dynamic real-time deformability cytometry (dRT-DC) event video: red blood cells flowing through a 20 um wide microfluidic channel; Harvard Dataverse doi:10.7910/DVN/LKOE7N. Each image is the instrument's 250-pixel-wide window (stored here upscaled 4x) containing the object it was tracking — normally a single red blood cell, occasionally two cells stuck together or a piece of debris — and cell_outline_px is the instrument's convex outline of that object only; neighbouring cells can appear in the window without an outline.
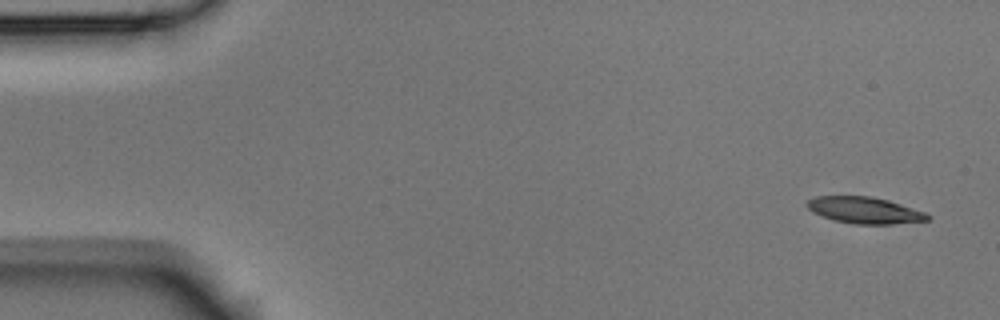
{"species": "Egyptian fruit bat (a non-hibernating species)", "species_latin": "Rousettus aegyptiacus", "temperature_condition": "room temperature", "stored_images_in_passage": 6, "camera_frame_rate_fps": 3000, "um_per_image_px": 0.085, "animal": {"sex": "male"}, "frame": {"image": 1, "passage_image": 1, "time_ms": 0.0, "image_size_px": [1000, 320], "cell_outline_px": [[932, 216], [928, 220], [892, 224], [852, 224], [836, 220], [812, 212], [804, 204], [808, 200], [816, 196], [872, 196], [888, 200], [928, 212]], "centroid_in_image_um": [73.53, 17.86], "position_along_channel_um": 11.5, "area_um2": 18.73}}
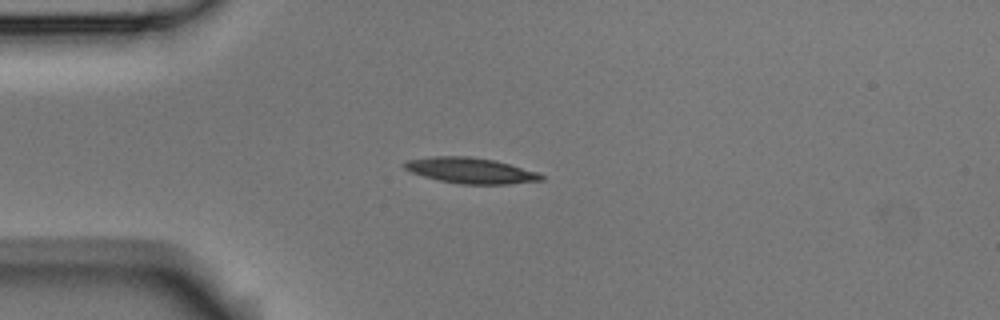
{"frame": {"image": 2, "passage_image": 4, "time_ms": 1.0, "image_size_px": [1000, 320], "cell_outline_px": [[544, 180], [508, 184], [460, 184], [440, 180], [424, 176], [412, 172], [404, 168], [400, 164], [408, 160], [432, 156], [468, 156], [492, 160], [508, 164], [536, 172], [544, 176]], "centroid_in_image_um": [39.96, 14.49], "position_along_channel_um": 45.0, "area_um2": 20.23}}
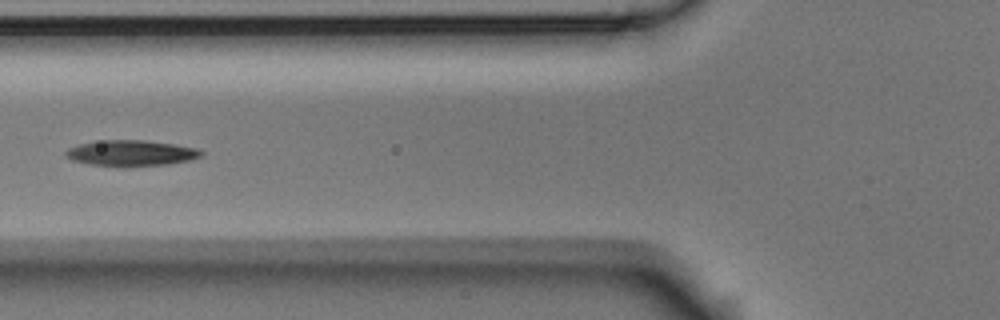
{"frame": {"image": 3, "passage_image": 6, "time_ms": 1.667, "image_size_px": [1000, 320], "cell_outline_px": [[204, 152], [200, 156], [188, 160], [168, 164], [124, 168], [92, 164], [72, 160], [64, 152], [68, 148], [80, 144], [104, 140], [144, 140], [172, 144], [196, 148]], "centroid_in_image_um": [11.14, 13.03], "position_along_channel_um": 114.7, "area_um2": 20.35}}